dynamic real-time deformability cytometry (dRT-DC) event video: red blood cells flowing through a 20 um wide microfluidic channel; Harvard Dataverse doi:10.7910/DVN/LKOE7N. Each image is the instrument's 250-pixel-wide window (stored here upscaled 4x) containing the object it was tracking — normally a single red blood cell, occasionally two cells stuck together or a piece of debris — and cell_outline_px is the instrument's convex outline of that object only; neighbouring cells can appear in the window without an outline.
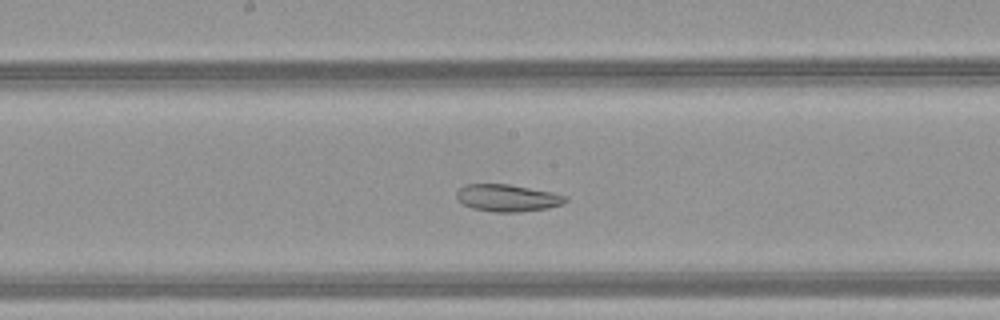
{"species": "common noctule bat (a hibernating species)", "species_latin": "Nyctalus noctula", "temperature_condition": "warm", "stored_images_in_passage": 47, "camera_frame_rate_fps": 3000, "um_per_image_px": 0.085, "animal": {"sex": "female", "body_mass_g": 21.9}, "frame": {"image": 1, "passage_image": 24, "time_ms": 7.667, "image_size_px": [1000, 320], "cell_outline_px": [[568, 200], [564, 204], [548, 208], [520, 212], [492, 212], [472, 208], [464, 204], [456, 196], [456, 192], [464, 184], [508, 184], [552, 192], [568, 196]], "centroid_in_image_um": [43.17, 16.83], "position_along_channel_um": 205.0, "area_um2": 17.28}}
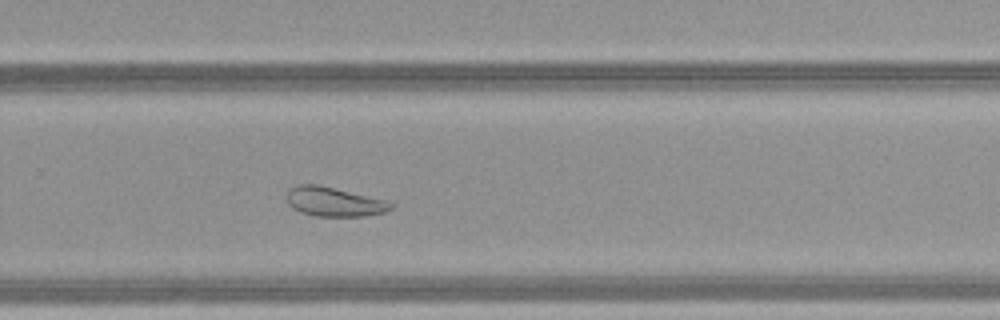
{"frame": {"image": 2, "passage_image": 31, "time_ms": 10.0, "image_size_px": [1000, 320], "cell_outline_px": [[396, 204], [392, 208], [384, 212], [364, 216], [316, 216], [300, 212], [292, 208], [288, 204], [288, 188], [296, 184], [316, 184], [388, 200]], "centroid_in_image_um": [28.41, 17.14], "position_along_channel_um": 301.4, "area_um2": 17.86}}
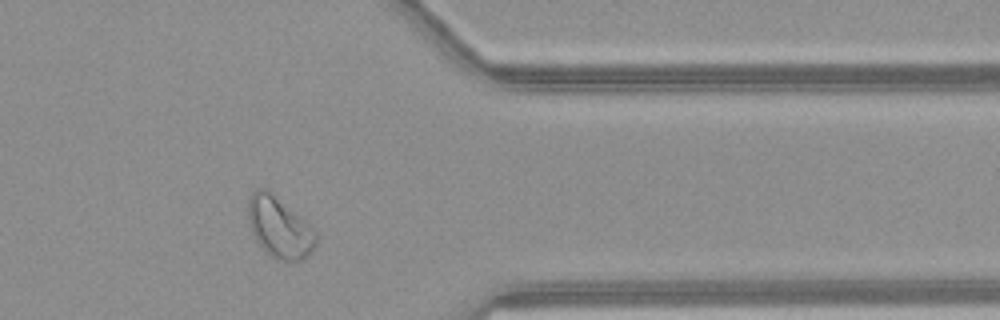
{"frame": {"image": 3, "passage_image": 38, "time_ms": 12.333, "image_size_px": [1000, 320], "cell_outline_px": [[316, 248], [300, 260], [276, 260], [256, 240], [252, 232], [248, 220], [248, 196], [256, 188], [268, 188], [316, 228]], "centroid_in_image_um": [23.77, 19.27], "position_along_channel_um": 387.6, "area_um2": 24.39}, "authors_computed_cell_mechanics": {"area_um2": 25.5476, "velocity_mm_per_s": 4.154, "shape_relaxation_time_tau1_ms": null, "shape_relaxation_time_tau2_ms": 8.1975, "deformation_change_tau1": null, "deformation_change_tau2": 0.1675}}